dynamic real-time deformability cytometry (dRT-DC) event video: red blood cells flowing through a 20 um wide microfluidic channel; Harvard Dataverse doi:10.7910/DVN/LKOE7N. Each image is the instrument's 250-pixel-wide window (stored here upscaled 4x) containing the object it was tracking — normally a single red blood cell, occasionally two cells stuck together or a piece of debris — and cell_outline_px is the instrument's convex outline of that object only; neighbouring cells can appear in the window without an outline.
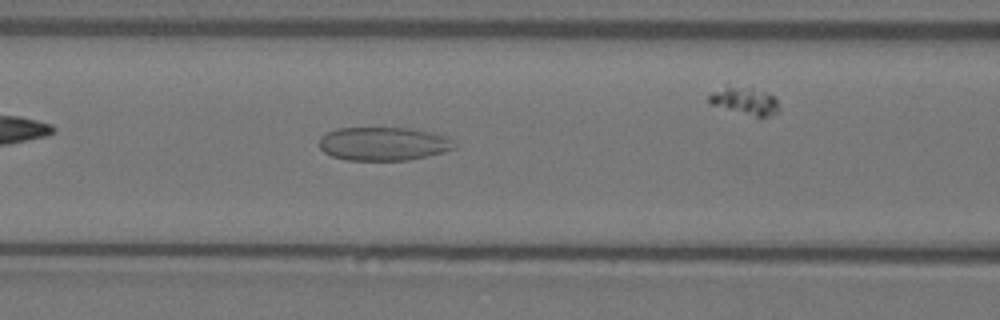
{"species": "Egyptian fruit bat (a non-hibernating species)", "species_latin": "Rousettus aegyptiacus", "temperature_condition": "warm", "stored_images_in_passage": 54, "camera_frame_rate_fps": 3000, "um_per_image_px": 0.085, "animal": {"sex": "female"}, "frame": {"image": 1, "passage_image": 20, "time_ms": 6.333, "image_size_px": [1000, 320], "cell_outline_px": [[456, 148], [444, 152], [408, 160], [344, 160], [332, 156], [324, 152], [320, 148], [320, 136], [336, 128], [412, 128], [432, 132], [448, 140]], "centroid_in_image_um": [32.52, 12.22], "position_along_channel_um": 134.1, "area_um2": 26.13}}
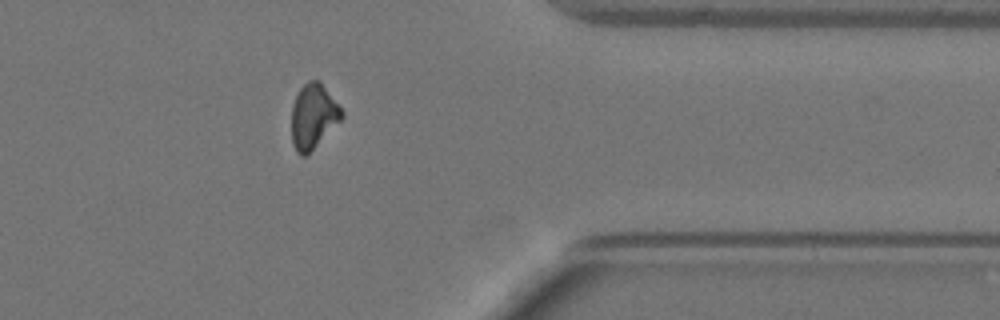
{"frame": {"image": 2, "passage_image": 43, "time_ms": 14.0, "image_size_px": [1000, 320], "cell_outline_px": [[344, 116], [304, 156], [300, 156], [296, 152], [292, 144], [292, 104], [300, 88], [308, 80], [320, 80], [344, 112]], "centroid_in_image_um": [26.61, 9.84], "position_along_channel_um": 384.8, "area_um2": 18.55}}
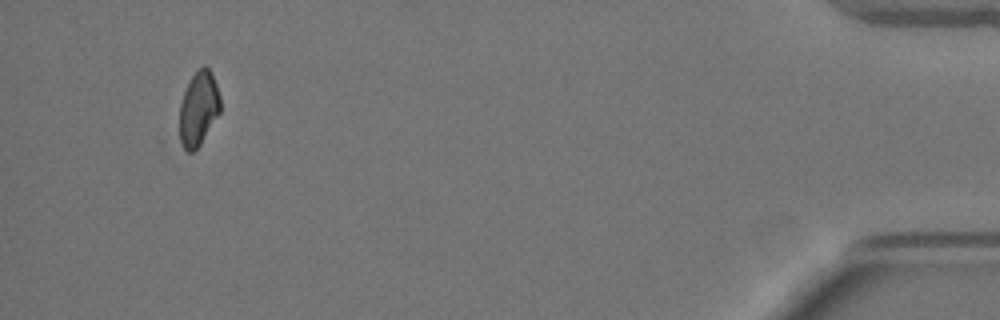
{"frame": {"image": 3, "passage_image": 51, "time_ms": 16.667, "image_size_px": [1000, 320], "cell_outline_px": [[220, 112], [200, 144], [192, 152], [188, 152], [184, 148], [180, 140], [180, 104], [184, 92], [192, 76], [204, 64], [212, 72], [220, 96]], "centroid_in_image_um": [16.88, 9.22], "position_along_channel_um": 418.3, "area_um2": 17.4}}